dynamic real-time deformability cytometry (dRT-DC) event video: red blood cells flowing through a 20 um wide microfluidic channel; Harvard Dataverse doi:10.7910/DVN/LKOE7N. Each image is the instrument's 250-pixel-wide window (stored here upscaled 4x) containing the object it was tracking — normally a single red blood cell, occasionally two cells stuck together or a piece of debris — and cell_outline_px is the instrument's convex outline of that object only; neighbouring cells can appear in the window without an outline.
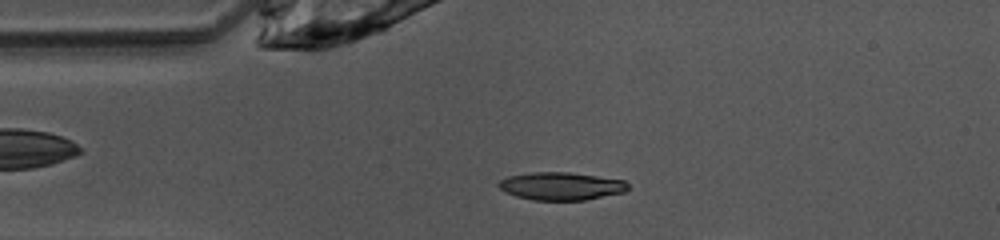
{"species": "common noctule bat (a hibernating species)", "species_latin": "Nyctalus noctula", "temperature_condition": "warm", "stored_images_in_passage": 9, "camera_frame_rate_fps": 3000, "um_per_image_px": 0.085, "animal": {"sex": "female", "body_mass_g": 10.0, "forearm_length_mm": 53.1}, "frame": {"image": 1, "passage_image": 3, "time_ms": 0.667, "image_size_px": [1000, 240], "cell_outline_px": [[628, 188], [624, 192], [584, 200], [532, 200], [516, 196], [504, 192], [496, 184], [500, 180], [508, 176], [532, 172], [568, 172], [624, 180], [628, 184]], "centroid_in_image_um": [47.65, 15.82], "position_along_channel_um": 37.3, "area_um2": 20.92}}
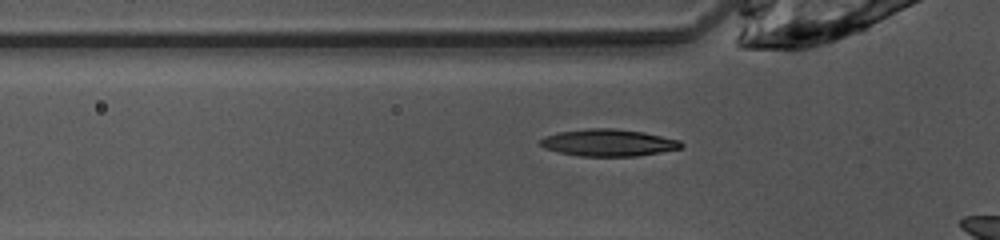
{"frame": {"image": 2, "passage_image": 7, "time_ms": 2.0, "image_size_px": [1000, 240], "cell_outline_px": [[684, 148], [636, 156], [580, 156], [560, 152], [544, 148], [540, 144], [540, 140], [544, 136], [560, 132], [588, 128], [616, 128], [644, 132], [680, 140], [684, 144]], "centroid_in_image_um": [51.75, 12.12], "position_along_channel_um": 74.0, "area_um2": 22.2}}